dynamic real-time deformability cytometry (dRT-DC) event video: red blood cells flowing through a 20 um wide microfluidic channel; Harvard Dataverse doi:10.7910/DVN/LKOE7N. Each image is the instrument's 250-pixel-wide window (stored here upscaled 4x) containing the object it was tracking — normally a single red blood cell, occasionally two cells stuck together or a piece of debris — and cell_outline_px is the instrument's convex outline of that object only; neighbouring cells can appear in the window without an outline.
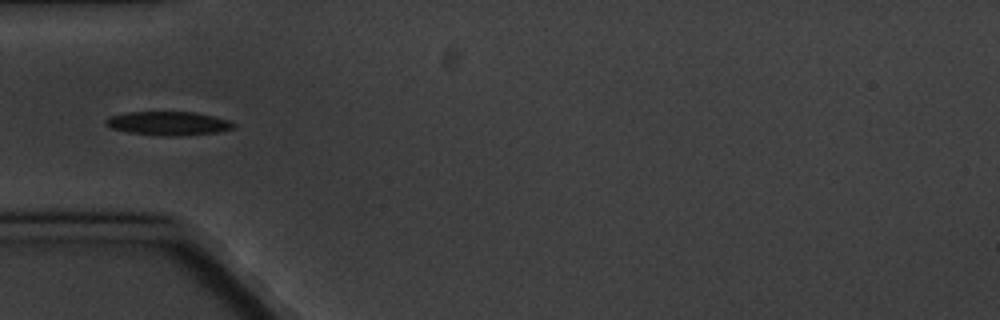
{"species": "common noctule bat (a hibernating species)", "species_latin": "Nyctalus noctula", "temperature_condition": "cold", "stored_images_in_passage": 11, "camera_frame_rate_fps": 3000, "um_per_image_px": 0.085, "animal": {"sex": "male", "body_mass_g": 20.1, "forearm_length_mm": 53.5}, "frame": {"image": 1, "passage_image": 4, "time_ms": 4.333, "image_size_px": [1000, 320], "cell_outline_px": [[236, 128], [220, 132], [180, 136], [160, 136], [128, 132], [112, 128], [104, 124], [104, 120], [112, 116], [128, 112], [196, 112], [228, 120], [236, 124]], "centroid_in_image_um": [14.34, 10.5], "position_along_channel_um": 70.7, "area_um2": 17.8}}